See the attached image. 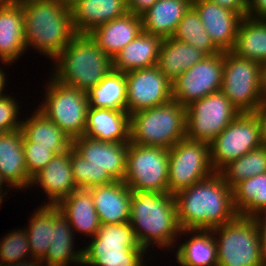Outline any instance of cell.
Returning <instances> with one entry per match:
<instances>
[{
  "mask_svg": "<svg viewBox=\"0 0 266 266\" xmlns=\"http://www.w3.org/2000/svg\"><path fill=\"white\" fill-rule=\"evenodd\" d=\"M174 196L182 230H211L238 215L233 206L232 188L217 172Z\"/></svg>",
  "mask_w": 266,
  "mask_h": 266,
  "instance_id": "6da1fadb",
  "label": "cell"
},
{
  "mask_svg": "<svg viewBox=\"0 0 266 266\" xmlns=\"http://www.w3.org/2000/svg\"><path fill=\"white\" fill-rule=\"evenodd\" d=\"M129 142H107L86 136L72 140L70 162L77 189L123 181Z\"/></svg>",
  "mask_w": 266,
  "mask_h": 266,
  "instance_id": "7a4b0ae2",
  "label": "cell"
},
{
  "mask_svg": "<svg viewBox=\"0 0 266 266\" xmlns=\"http://www.w3.org/2000/svg\"><path fill=\"white\" fill-rule=\"evenodd\" d=\"M24 12V40L55 59L77 35L70 6L57 0H18Z\"/></svg>",
  "mask_w": 266,
  "mask_h": 266,
  "instance_id": "3957f363",
  "label": "cell"
},
{
  "mask_svg": "<svg viewBox=\"0 0 266 266\" xmlns=\"http://www.w3.org/2000/svg\"><path fill=\"white\" fill-rule=\"evenodd\" d=\"M129 223L139 245L145 249L150 243L171 246L181 232L175 196L170 193L131 190Z\"/></svg>",
  "mask_w": 266,
  "mask_h": 266,
  "instance_id": "277c9868",
  "label": "cell"
},
{
  "mask_svg": "<svg viewBox=\"0 0 266 266\" xmlns=\"http://www.w3.org/2000/svg\"><path fill=\"white\" fill-rule=\"evenodd\" d=\"M55 60L58 64L54 78L85 92L113 70L112 58L89 35L77 34Z\"/></svg>",
  "mask_w": 266,
  "mask_h": 266,
  "instance_id": "5b68a950",
  "label": "cell"
},
{
  "mask_svg": "<svg viewBox=\"0 0 266 266\" xmlns=\"http://www.w3.org/2000/svg\"><path fill=\"white\" fill-rule=\"evenodd\" d=\"M186 138V107L173 99L130 114V142L140 146L172 148Z\"/></svg>",
  "mask_w": 266,
  "mask_h": 266,
  "instance_id": "8992f818",
  "label": "cell"
},
{
  "mask_svg": "<svg viewBox=\"0 0 266 266\" xmlns=\"http://www.w3.org/2000/svg\"><path fill=\"white\" fill-rule=\"evenodd\" d=\"M92 242L83 249L82 264L92 266H142L143 253L128 222L100 225ZM142 262V263H141Z\"/></svg>",
  "mask_w": 266,
  "mask_h": 266,
  "instance_id": "52a82bcc",
  "label": "cell"
},
{
  "mask_svg": "<svg viewBox=\"0 0 266 266\" xmlns=\"http://www.w3.org/2000/svg\"><path fill=\"white\" fill-rule=\"evenodd\" d=\"M219 233L218 266H263L259 231L253 217L237 215L232 221L211 229Z\"/></svg>",
  "mask_w": 266,
  "mask_h": 266,
  "instance_id": "ba28073f",
  "label": "cell"
},
{
  "mask_svg": "<svg viewBox=\"0 0 266 266\" xmlns=\"http://www.w3.org/2000/svg\"><path fill=\"white\" fill-rule=\"evenodd\" d=\"M47 89V99L38 110L72 140L83 136L89 108L87 92L65 85L54 77Z\"/></svg>",
  "mask_w": 266,
  "mask_h": 266,
  "instance_id": "9c48e42d",
  "label": "cell"
},
{
  "mask_svg": "<svg viewBox=\"0 0 266 266\" xmlns=\"http://www.w3.org/2000/svg\"><path fill=\"white\" fill-rule=\"evenodd\" d=\"M259 76L260 63L224 51L221 91L240 113H254L261 104Z\"/></svg>",
  "mask_w": 266,
  "mask_h": 266,
  "instance_id": "30bf717a",
  "label": "cell"
},
{
  "mask_svg": "<svg viewBox=\"0 0 266 266\" xmlns=\"http://www.w3.org/2000/svg\"><path fill=\"white\" fill-rule=\"evenodd\" d=\"M169 150L129 142L123 182L131 190L168 193Z\"/></svg>",
  "mask_w": 266,
  "mask_h": 266,
  "instance_id": "8fae6325",
  "label": "cell"
},
{
  "mask_svg": "<svg viewBox=\"0 0 266 266\" xmlns=\"http://www.w3.org/2000/svg\"><path fill=\"white\" fill-rule=\"evenodd\" d=\"M260 122L255 113H240L211 143V164L219 173L230 162L262 147Z\"/></svg>",
  "mask_w": 266,
  "mask_h": 266,
  "instance_id": "7c38bea8",
  "label": "cell"
},
{
  "mask_svg": "<svg viewBox=\"0 0 266 266\" xmlns=\"http://www.w3.org/2000/svg\"><path fill=\"white\" fill-rule=\"evenodd\" d=\"M169 150L168 193L175 195L215 173L210 144L184 138Z\"/></svg>",
  "mask_w": 266,
  "mask_h": 266,
  "instance_id": "4fadbf2b",
  "label": "cell"
},
{
  "mask_svg": "<svg viewBox=\"0 0 266 266\" xmlns=\"http://www.w3.org/2000/svg\"><path fill=\"white\" fill-rule=\"evenodd\" d=\"M240 112L222 91L186 107V138L210 144Z\"/></svg>",
  "mask_w": 266,
  "mask_h": 266,
  "instance_id": "5bb4252c",
  "label": "cell"
},
{
  "mask_svg": "<svg viewBox=\"0 0 266 266\" xmlns=\"http://www.w3.org/2000/svg\"><path fill=\"white\" fill-rule=\"evenodd\" d=\"M223 68L224 52L206 56L172 82V99L187 107L221 91Z\"/></svg>",
  "mask_w": 266,
  "mask_h": 266,
  "instance_id": "9a60e30c",
  "label": "cell"
},
{
  "mask_svg": "<svg viewBox=\"0 0 266 266\" xmlns=\"http://www.w3.org/2000/svg\"><path fill=\"white\" fill-rule=\"evenodd\" d=\"M126 112L157 107L172 100V82L157 65L125 72Z\"/></svg>",
  "mask_w": 266,
  "mask_h": 266,
  "instance_id": "2e32d148",
  "label": "cell"
},
{
  "mask_svg": "<svg viewBox=\"0 0 266 266\" xmlns=\"http://www.w3.org/2000/svg\"><path fill=\"white\" fill-rule=\"evenodd\" d=\"M192 7L197 11L214 45L222 52L231 51L243 16L210 0H197L192 3Z\"/></svg>",
  "mask_w": 266,
  "mask_h": 266,
  "instance_id": "e0dca14e",
  "label": "cell"
},
{
  "mask_svg": "<svg viewBox=\"0 0 266 266\" xmlns=\"http://www.w3.org/2000/svg\"><path fill=\"white\" fill-rule=\"evenodd\" d=\"M101 225L130 219L131 189L123 181L89 188Z\"/></svg>",
  "mask_w": 266,
  "mask_h": 266,
  "instance_id": "ac0fdd59",
  "label": "cell"
},
{
  "mask_svg": "<svg viewBox=\"0 0 266 266\" xmlns=\"http://www.w3.org/2000/svg\"><path fill=\"white\" fill-rule=\"evenodd\" d=\"M74 29L88 35L96 27L128 13L127 0H76L70 5Z\"/></svg>",
  "mask_w": 266,
  "mask_h": 266,
  "instance_id": "d6986e66",
  "label": "cell"
},
{
  "mask_svg": "<svg viewBox=\"0 0 266 266\" xmlns=\"http://www.w3.org/2000/svg\"><path fill=\"white\" fill-rule=\"evenodd\" d=\"M26 50L24 12L18 0H0V59L9 64Z\"/></svg>",
  "mask_w": 266,
  "mask_h": 266,
  "instance_id": "ffe728a7",
  "label": "cell"
},
{
  "mask_svg": "<svg viewBox=\"0 0 266 266\" xmlns=\"http://www.w3.org/2000/svg\"><path fill=\"white\" fill-rule=\"evenodd\" d=\"M84 136L98 141L130 142V114L125 110L88 108Z\"/></svg>",
  "mask_w": 266,
  "mask_h": 266,
  "instance_id": "44dd1931",
  "label": "cell"
},
{
  "mask_svg": "<svg viewBox=\"0 0 266 266\" xmlns=\"http://www.w3.org/2000/svg\"><path fill=\"white\" fill-rule=\"evenodd\" d=\"M143 31L142 18L127 13L96 27L88 35L110 58H114Z\"/></svg>",
  "mask_w": 266,
  "mask_h": 266,
  "instance_id": "7402d4cb",
  "label": "cell"
},
{
  "mask_svg": "<svg viewBox=\"0 0 266 266\" xmlns=\"http://www.w3.org/2000/svg\"><path fill=\"white\" fill-rule=\"evenodd\" d=\"M0 173L17 189L28 187L33 180L26 168L21 129L0 133Z\"/></svg>",
  "mask_w": 266,
  "mask_h": 266,
  "instance_id": "603a6c76",
  "label": "cell"
},
{
  "mask_svg": "<svg viewBox=\"0 0 266 266\" xmlns=\"http://www.w3.org/2000/svg\"><path fill=\"white\" fill-rule=\"evenodd\" d=\"M39 184L47 193L50 202L56 205L61 199L73 193L77 187L72 174L70 150L55 155L54 158L39 172L31 182Z\"/></svg>",
  "mask_w": 266,
  "mask_h": 266,
  "instance_id": "cb8c5ba5",
  "label": "cell"
},
{
  "mask_svg": "<svg viewBox=\"0 0 266 266\" xmlns=\"http://www.w3.org/2000/svg\"><path fill=\"white\" fill-rule=\"evenodd\" d=\"M162 40L142 31L112 59L113 70L125 73L157 65Z\"/></svg>",
  "mask_w": 266,
  "mask_h": 266,
  "instance_id": "d4e9b609",
  "label": "cell"
},
{
  "mask_svg": "<svg viewBox=\"0 0 266 266\" xmlns=\"http://www.w3.org/2000/svg\"><path fill=\"white\" fill-rule=\"evenodd\" d=\"M192 3L188 0H158L141 15L143 31L164 38L172 37Z\"/></svg>",
  "mask_w": 266,
  "mask_h": 266,
  "instance_id": "484cf974",
  "label": "cell"
},
{
  "mask_svg": "<svg viewBox=\"0 0 266 266\" xmlns=\"http://www.w3.org/2000/svg\"><path fill=\"white\" fill-rule=\"evenodd\" d=\"M206 56L203 51L191 44L178 41L173 37L164 38L159 49L157 67L173 82Z\"/></svg>",
  "mask_w": 266,
  "mask_h": 266,
  "instance_id": "4316f807",
  "label": "cell"
},
{
  "mask_svg": "<svg viewBox=\"0 0 266 266\" xmlns=\"http://www.w3.org/2000/svg\"><path fill=\"white\" fill-rule=\"evenodd\" d=\"M56 206L69 220L71 228L84 234H92L91 236L96 235L101 224L89 189H76L61 199Z\"/></svg>",
  "mask_w": 266,
  "mask_h": 266,
  "instance_id": "83f0119b",
  "label": "cell"
},
{
  "mask_svg": "<svg viewBox=\"0 0 266 266\" xmlns=\"http://www.w3.org/2000/svg\"><path fill=\"white\" fill-rule=\"evenodd\" d=\"M20 129L23 142H33L36 146L50 147L56 155L72 147V139L39 110L34 112L26 122L23 121Z\"/></svg>",
  "mask_w": 266,
  "mask_h": 266,
  "instance_id": "f1b7e54d",
  "label": "cell"
},
{
  "mask_svg": "<svg viewBox=\"0 0 266 266\" xmlns=\"http://www.w3.org/2000/svg\"><path fill=\"white\" fill-rule=\"evenodd\" d=\"M71 230L69 220L56 205H52V241L43 259L47 266H67L71 261L82 263L83 250L72 251L74 240Z\"/></svg>",
  "mask_w": 266,
  "mask_h": 266,
  "instance_id": "f546056e",
  "label": "cell"
},
{
  "mask_svg": "<svg viewBox=\"0 0 266 266\" xmlns=\"http://www.w3.org/2000/svg\"><path fill=\"white\" fill-rule=\"evenodd\" d=\"M236 56L258 63L266 61V19L244 16L231 50Z\"/></svg>",
  "mask_w": 266,
  "mask_h": 266,
  "instance_id": "4dcf8cb0",
  "label": "cell"
},
{
  "mask_svg": "<svg viewBox=\"0 0 266 266\" xmlns=\"http://www.w3.org/2000/svg\"><path fill=\"white\" fill-rule=\"evenodd\" d=\"M196 232L189 241L181 244L176 253V259L182 266H218L217 245L211 230H181Z\"/></svg>",
  "mask_w": 266,
  "mask_h": 266,
  "instance_id": "1f68e13d",
  "label": "cell"
},
{
  "mask_svg": "<svg viewBox=\"0 0 266 266\" xmlns=\"http://www.w3.org/2000/svg\"><path fill=\"white\" fill-rule=\"evenodd\" d=\"M232 195L238 215L262 216L266 212V173L240 181L232 188Z\"/></svg>",
  "mask_w": 266,
  "mask_h": 266,
  "instance_id": "d6a6232c",
  "label": "cell"
},
{
  "mask_svg": "<svg viewBox=\"0 0 266 266\" xmlns=\"http://www.w3.org/2000/svg\"><path fill=\"white\" fill-rule=\"evenodd\" d=\"M89 108H107L126 111L125 73L112 70L88 92Z\"/></svg>",
  "mask_w": 266,
  "mask_h": 266,
  "instance_id": "836d02e7",
  "label": "cell"
},
{
  "mask_svg": "<svg viewBox=\"0 0 266 266\" xmlns=\"http://www.w3.org/2000/svg\"><path fill=\"white\" fill-rule=\"evenodd\" d=\"M172 37L191 44L207 56L221 52L211 41L209 33L205 30L197 11L192 6L180 20Z\"/></svg>",
  "mask_w": 266,
  "mask_h": 266,
  "instance_id": "e575fe53",
  "label": "cell"
},
{
  "mask_svg": "<svg viewBox=\"0 0 266 266\" xmlns=\"http://www.w3.org/2000/svg\"><path fill=\"white\" fill-rule=\"evenodd\" d=\"M219 173L231 188L242 180L266 173V145L230 162Z\"/></svg>",
  "mask_w": 266,
  "mask_h": 266,
  "instance_id": "d590c367",
  "label": "cell"
},
{
  "mask_svg": "<svg viewBox=\"0 0 266 266\" xmlns=\"http://www.w3.org/2000/svg\"><path fill=\"white\" fill-rule=\"evenodd\" d=\"M36 213V214H35ZM30 219L29 229H25L31 256L34 260L46 257L52 241V205L45 204Z\"/></svg>",
  "mask_w": 266,
  "mask_h": 266,
  "instance_id": "8d00e7d4",
  "label": "cell"
},
{
  "mask_svg": "<svg viewBox=\"0 0 266 266\" xmlns=\"http://www.w3.org/2000/svg\"><path fill=\"white\" fill-rule=\"evenodd\" d=\"M29 249L28 236L26 231L15 230L5 237L0 243V263L18 262L24 260Z\"/></svg>",
  "mask_w": 266,
  "mask_h": 266,
  "instance_id": "74e56055",
  "label": "cell"
},
{
  "mask_svg": "<svg viewBox=\"0 0 266 266\" xmlns=\"http://www.w3.org/2000/svg\"><path fill=\"white\" fill-rule=\"evenodd\" d=\"M26 168L33 178L39 173L56 155L50 147L36 146L33 142H23Z\"/></svg>",
  "mask_w": 266,
  "mask_h": 266,
  "instance_id": "f35d334b",
  "label": "cell"
},
{
  "mask_svg": "<svg viewBox=\"0 0 266 266\" xmlns=\"http://www.w3.org/2000/svg\"><path fill=\"white\" fill-rule=\"evenodd\" d=\"M18 107L9 95L0 97V133L20 129L22 122L16 121Z\"/></svg>",
  "mask_w": 266,
  "mask_h": 266,
  "instance_id": "ab89813d",
  "label": "cell"
},
{
  "mask_svg": "<svg viewBox=\"0 0 266 266\" xmlns=\"http://www.w3.org/2000/svg\"><path fill=\"white\" fill-rule=\"evenodd\" d=\"M246 16L254 19H266V0H248Z\"/></svg>",
  "mask_w": 266,
  "mask_h": 266,
  "instance_id": "60d3db41",
  "label": "cell"
},
{
  "mask_svg": "<svg viewBox=\"0 0 266 266\" xmlns=\"http://www.w3.org/2000/svg\"><path fill=\"white\" fill-rule=\"evenodd\" d=\"M222 7L232 9L243 17L247 15L248 0H210Z\"/></svg>",
  "mask_w": 266,
  "mask_h": 266,
  "instance_id": "b9f144b4",
  "label": "cell"
},
{
  "mask_svg": "<svg viewBox=\"0 0 266 266\" xmlns=\"http://www.w3.org/2000/svg\"><path fill=\"white\" fill-rule=\"evenodd\" d=\"M158 0H127L128 13L141 16Z\"/></svg>",
  "mask_w": 266,
  "mask_h": 266,
  "instance_id": "7bdbcfd3",
  "label": "cell"
},
{
  "mask_svg": "<svg viewBox=\"0 0 266 266\" xmlns=\"http://www.w3.org/2000/svg\"><path fill=\"white\" fill-rule=\"evenodd\" d=\"M253 219L255 220L259 231L260 240L262 244L263 258L264 262L266 263V212L263 215V219L259 215L253 216Z\"/></svg>",
  "mask_w": 266,
  "mask_h": 266,
  "instance_id": "ee69618b",
  "label": "cell"
},
{
  "mask_svg": "<svg viewBox=\"0 0 266 266\" xmlns=\"http://www.w3.org/2000/svg\"><path fill=\"white\" fill-rule=\"evenodd\" d=\"M254 113L260 122L262 141L263 144L266 145V99L262 100Z\"/></svg>",
  "mask_w": 266,
  "mask_h": 266,
  "instance_id": "f6af8a7d",
  "label": "cell"
},
{
  "mask_svg": "<svg viewBox=\"0 0 266 266\" xmlns=\"http://www.w3.org/2000/svg\"><path fill=\"white\" fill-rule=\"evenodd\" d=\"M260 88L263 99H266V61L260 64Z\"/></svg>",
  "mask_w": 266,
  "mask_h": 266,
  "instance_id": "bcb514c9",
  "label": "cell"
},
{
  "mask_svg": "<svg viewBox=\"0 0 266 266\" xmlns=\"http://www.w3.org/2000/svg\"><path fill=\"white\" fill-rule=\"evenodd\" d=\"M39 263H41V265L43 266L42 260L36 259L35 263H33V261L26 262V260L24 259L23 261L18 262L0 263V266H40Z\"/></svg>",
  "mask_w": 266,
  "mask_h": 266,
  "instance_id": "7dc6e473",
  "label": "cell"
},
{
  "mask_svg": "<svg viewBox=\"0 0 266 266\" xmlns=\"http://www.w3.org/2000/svg\"><path fill=\"white\" fill-rule=\"evenodd\" d=\"M5 74L3 73L2 69L0 68V97L5 96L2 93L4 84H5Z\"/></svg>",
  "mask_w": 266,
  "mask_h": 266,
  "instance_id": "c3c4849f",
  "label": "cell"
},
{
  "mask_svg": "<svg viewBox=\"0 0 266 266\" xmlns=\"http://www.w3.org/2000/svg\"><path fill=\"white\" fill-rule=\"evenodd\" d=\"M4 182H6V181L3 179V176H2L1 173H0V204H1L2 199H3V198H2L3 195H2V193H1V192H2V191H1V190H2V189H1V188H2L1 185L4 184Z\"/></svg>",
  "mask_w": 266,
  "mask_h": 266,
  "instance_id": "681fc988",
  "label": "cell"
},
{
  "mask_svg": "<svg viewBox=\"0 0 266 266\" xmlns=\"http://www.w3.org/2000/svg\"><path fill=\"white\" fill-rule=\"evenodd\" d=\"M58 2L67 4L68 6L72 5L76 0H57Z\"/></svg>",
  "mask_w": 266,
  "mask_h": 266,
  "instance_id": "f907efd6",
  "label": "cell"
},
{
  "mask_svg": "<svg viewBox=\"0 0 266 266\" xmlns=\"http://www.w3.org/2000/svg\"><path fill=\"white\" fill-rule=\"evenodd\" d=\"M188 1H190L191 3H193V2H195V1H197V0H188Z\"/></svg>",
  "mask_w": 266,
  "mask_h": 266,
  "instance_id": "816d5d0a",
  "label": "cell"
}]
</instances>
